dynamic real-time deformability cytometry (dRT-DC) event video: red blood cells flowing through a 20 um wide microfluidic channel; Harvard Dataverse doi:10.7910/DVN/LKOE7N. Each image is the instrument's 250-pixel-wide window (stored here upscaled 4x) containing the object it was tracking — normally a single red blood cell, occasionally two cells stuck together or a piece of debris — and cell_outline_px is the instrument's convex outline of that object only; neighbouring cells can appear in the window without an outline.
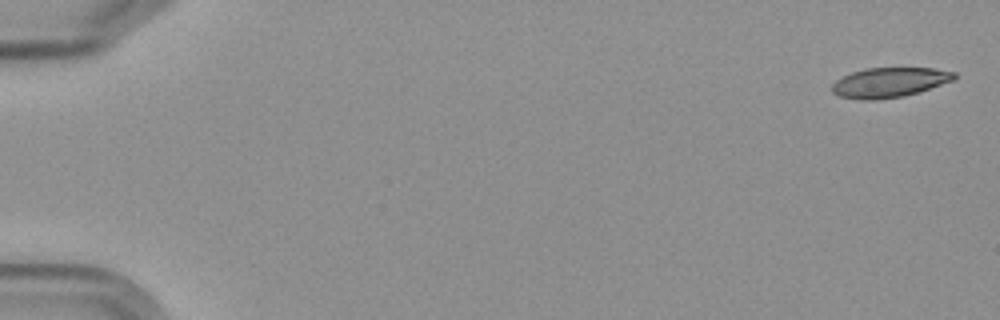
{"species": "Egyptian fruit bat (a non-hibernating species)", "species_latin": "Rousettus aegyptiacus", "temperature_condition": "cold", "stored_images_in_passage": 7, "camera_frame_rate_fps": 3000, "um_per_image_px": 0.085, "frame": {"image": 1, "passage_image": 1, "time_ms": 0.0, "image_size_px": [1000, 320], "cell_outline_px": [[956, 76], [952, 80], [904, 96], [876, 100], [860, 100], [840, 96], [832, 92], [832, 84], [836, 80], [852, 72], [864, 68], [932, 68], [956, 72]], "centroid_in_image_um": [75.55, 7.0], "position_along_channel_um": 9.4, "area_um2": 20.98}}
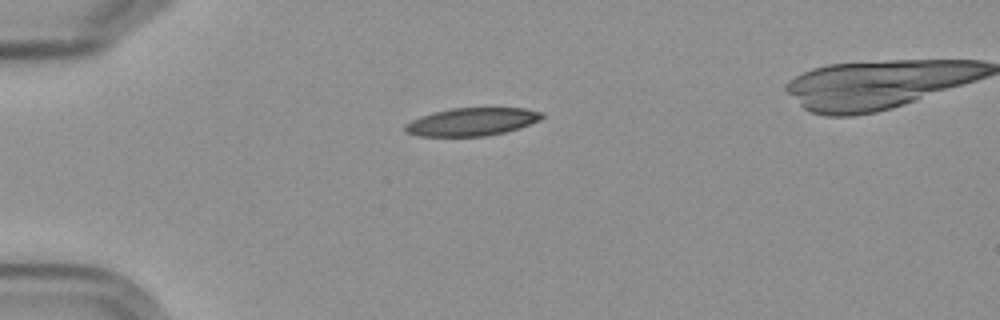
{"frame": {"image": 2, "passage_image": 5, "time_ms": 4.667, "image_size_px": [1000, 320], "cell_outline_px": [[544, 116], [540, 120], [504, 132], [484, 136], [420, 136], [408, 132], [404, 128], [404, 124], [420, 116], [452, 108], [524, 108], [544, 112]], "centroid_in_image_um": [40.12, 10.34], "position_along_channel_um": 44.9, "area_um2": 21.96}}
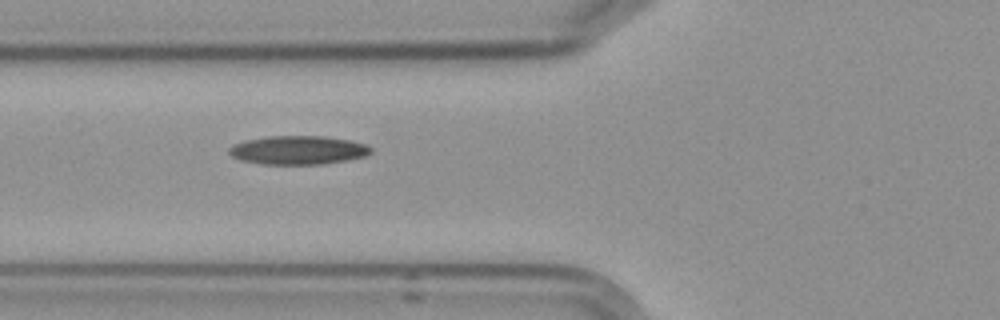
{"frame": {"image": 3, "passage_image": 7, "time_ms": 7.0, "image_size_px": [1000, 320], "cell_outline_px": [[372, 152], [364, 156], [344, 160], [320, 164], [264, 164], [240, 160], [232, 156], [228, 152], [228, 148], [232, 144], [244, 140], [268, 136], [324, 136], [352, 140], [368, 144], [372, 148]], "centroid_in_image_um": [25.32, 12.74], "position_along_channel_um": 100.5, "area_um2": 23.81}}